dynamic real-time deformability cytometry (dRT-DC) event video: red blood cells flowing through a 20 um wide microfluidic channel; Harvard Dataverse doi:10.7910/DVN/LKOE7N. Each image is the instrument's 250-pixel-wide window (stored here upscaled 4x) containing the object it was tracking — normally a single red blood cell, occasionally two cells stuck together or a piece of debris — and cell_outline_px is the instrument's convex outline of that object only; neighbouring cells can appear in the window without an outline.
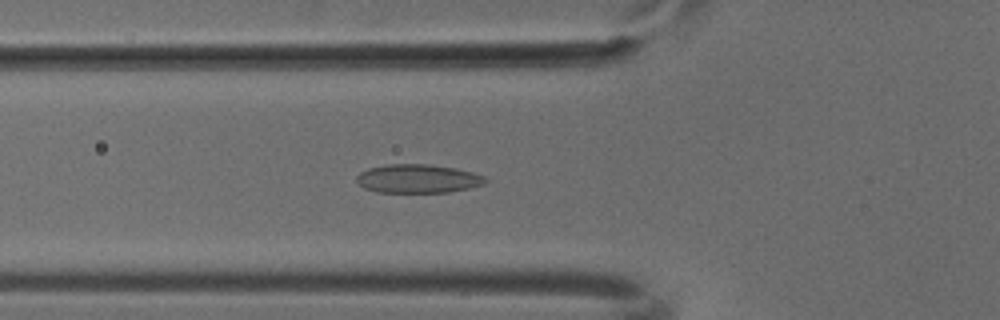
{"species": "common noctule bat (a hibernating species)", "species_latin": "Nyctalus noctula", "temperature_condition": "cold", "stored_images_in_passage": 50, "camera_frame_rate_fps": 3000, "um_per_image_px": 0.085, "animal": {"sex": "male", "body_mass_g": 18.8}, "frame": {"image": 1, "passage_image": 17, "time_ms": 5.333, "image_size_px": [1000, 320], "cell_outline_px": [[488, 180], [484, 184], [468, 188], [448, 192], [376, 192], [364, 188], [356, 180], [356, 176], [360, 172], [368, 168], [388, 164], [428, 164], [456, 168], [472, 172], [484, 176]], "centroid_in_image_um": [35.51, 15.18], "position_along_channel_um": 90.3, "area_um2": 21.5}}
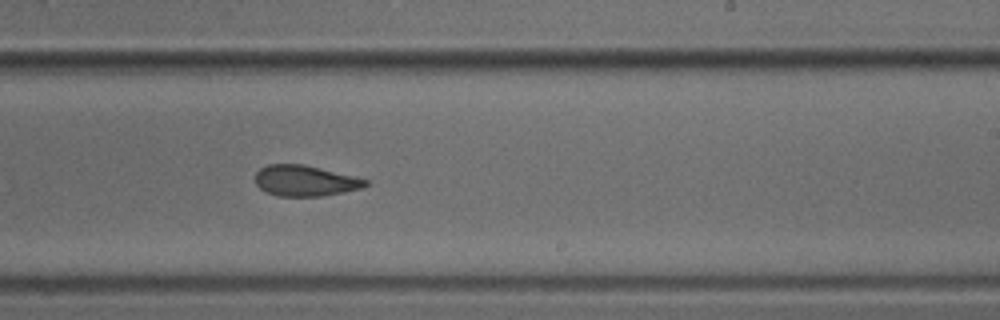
{"frame": {"image": 2, "passage_image": 30, "time_ms": 9.667, "image_size_px": [1000, 320], "cell_outline_px": [[368, 184], [364, 188], [320, 196], [276, 196], [260, 188], [256, 184], [256, 172], [260, 168], [268, 164], [304, 164], [368, 180]], "centroid_in_image_um": [25.92, 15.36], "position_along_channel_um": 263.1, "area_um2": 19.59}}
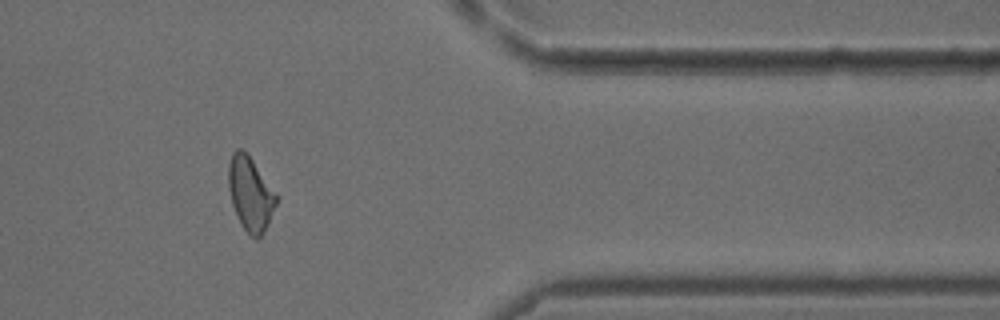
{"frame": {"image": 3, "passage_image": 41, "time_ms": 13.333, "image_size_px": [1000, 320], "cell_outline_px": [[280, 196], [268, 224], [264, 232], [256, 240], [244, 228], [232, 204], [228, 188], [228, 164], [232, 152], [236, 148], [240, 148], [252, 160]], "centroid_in_image_um": [21.3, 16.45], "position_along_channel_um": 390.1, "area_um2": 20.58}}